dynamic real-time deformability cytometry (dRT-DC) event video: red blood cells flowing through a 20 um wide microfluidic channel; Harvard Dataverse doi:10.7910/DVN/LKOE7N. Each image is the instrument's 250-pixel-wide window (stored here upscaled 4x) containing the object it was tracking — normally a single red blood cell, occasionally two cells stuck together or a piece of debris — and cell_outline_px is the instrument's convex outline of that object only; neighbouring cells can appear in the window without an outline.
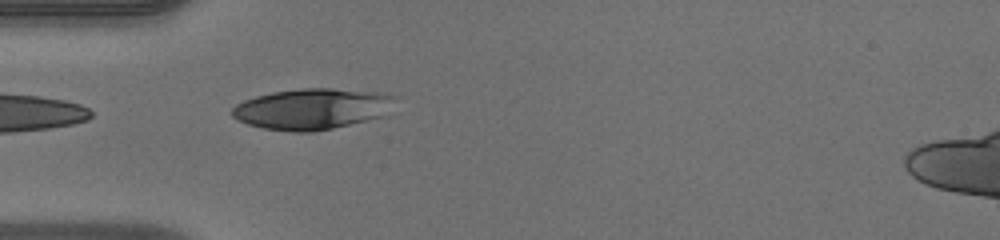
{"species": "human", "species_latin": "Homo sapiens", "temperature_condition": "warm", "stored_images_in_passage": 10, "camera_frame_rate_fps": 3000, "um_per_image_px": 0.085, "donor": {"sex": "male"}, "frame": {"image": 1, "passage_image": 1, "time_ms": 0.0, "image_size_px": [1000, 240], "cell_outline_px": [[392, 96], [380, 116], [332, 128], [312, 132], [292, 132], [264, 128], [248, 124], [232, 116], [232, 108], [236, 104], [244, 100], [256, 96], [272, 92], [300, 88], [332, 88], [384, 92]], "centroid_in_image_um": [26.4, 9.24], "position_along_channel_um": 58.6, "area_um2": 37.97}}
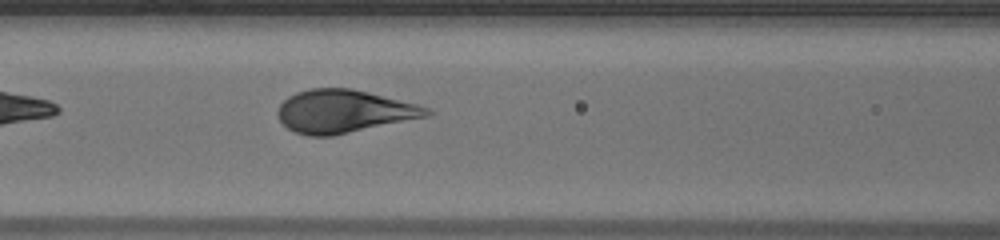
{"frame": {"image": 2, "passage_image": 7, "time_ms": 2.0, "image_size_px": [1000, 240], "cell_outline_px": [[436, 112], [428, 116], [332, 136], [308, 136], [296, 132], [288, 128], [280, 120], [276, 112], [280, 104], [288, 96], [296, 92], [312, 88], [352, 88], [416, 104], [428, 108]], "centroid_in_image_um": [29.21, 9.46], "position_along_channel_um": 137.4, "area_um2": 37.11}}